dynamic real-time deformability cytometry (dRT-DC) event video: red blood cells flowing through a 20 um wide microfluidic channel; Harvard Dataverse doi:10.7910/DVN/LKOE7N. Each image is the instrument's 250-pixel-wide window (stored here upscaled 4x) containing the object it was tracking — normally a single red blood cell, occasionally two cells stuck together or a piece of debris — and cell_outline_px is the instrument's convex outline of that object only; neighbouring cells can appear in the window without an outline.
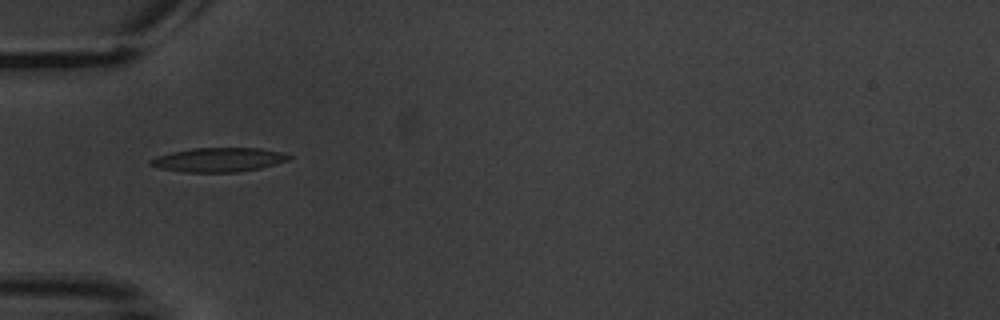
{"species": "common noctule bat (a hibernating species)", "species_latin": "Nyctalus noctula", "temperature_condition": "warm", "stored_images_in_passage": 9, "camera_frame_rate_fps": 3000, "um_per_image_px": 0.085, "animal": {"sex": "male", "body_mass_g": 20.1, "forearm_length_mm": 53.5}, "frame": {"image": 1, "passage_image": 6, "time_ms": 5.667, "image_size_px": [1000, 320], "cell_outline_px": [[292, 156], [288, 160], [276, 164], [260, 168], [236, 172], [184, 172], [160, 168], [148, 164], [148, 160], [156, 156], [172, 152], [192, 148], [260, 148], [280, 152]], "centroid_in_image_um": [18.55, 13.58], "position_along_channel_um": 66.4, "area_um2": 19.42}}
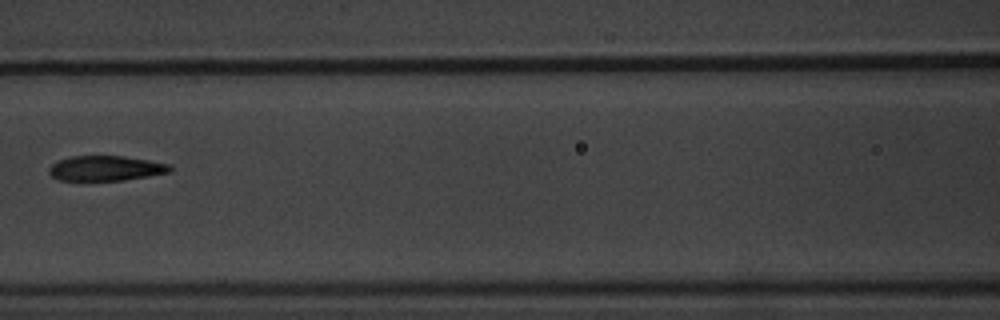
{"frame": {"image": 2, "passage_image": 8, "time_ms": 8.333, "image_size_px": [1000, 320], "cell_outline_px": [[172, 172], [124, 180], [56, 180], [48, 172], [48, 168], [52, 164], [60, 160], [72, 156], [124, 156], [148, 160], [168, 164], [172, 168]], "centroid_in_image_um": [8.98, 14.31], "position_along_channel_um": 157.6, "area_um2": 17.57}}
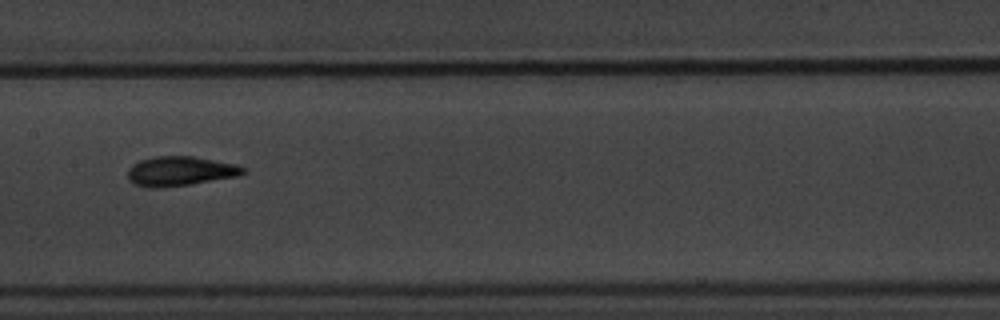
{"frame": {"image": 3, "passage_image": 9, "time_ms": 9.333, "image_size_px": [1000, 320], "cell_outline_px": [[248, 172], [240, 176], [188, 184], [156, 188], [148, 188], [136, 184], [128, 180], [128, 168], [132, 164], [140, 160], [152, 156], [192, 156], [236, 164], [244, 168]], "centroid_in_image_um": [15.31, 14.54], "position_along_channel_um": 192.1, "area_um2": 19.88}}